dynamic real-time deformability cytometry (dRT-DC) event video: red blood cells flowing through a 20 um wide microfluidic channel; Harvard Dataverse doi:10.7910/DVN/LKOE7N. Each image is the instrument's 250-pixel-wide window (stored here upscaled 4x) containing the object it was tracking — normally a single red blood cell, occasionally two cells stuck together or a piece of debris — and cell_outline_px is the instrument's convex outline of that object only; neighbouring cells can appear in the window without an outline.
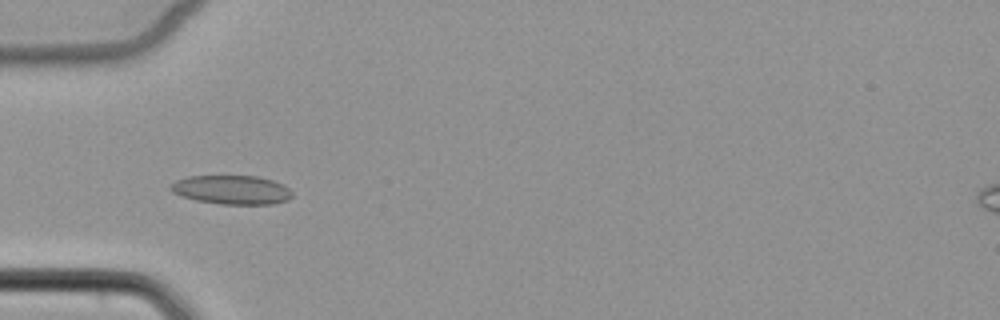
{"species": "common noctule bat (a hibernating species)", "species_latin": "Nyctalus noctula", "temperature_condition": "cold", "stored_images_in_passage": 7, "camera_frame_rate_fps": 3000, "um_per_image_px": 0.085, "animal": {"sex": "female", "body_mass_g": 22.7, "forearm_length_mm": 54.2}, "frame": {"image": 1, "passage_image": 5, "time_ms": 5.667, "image_size_px": [1000, 320], "cell_outline_px": [[292, 196], [288, 200], [272, 204], [220, 204], [196, 200], [180, 196], [172, 192], [168, 188], [176, 180], [188, 176], [256, 176], [272, 180], [284, 184], [292, 192]], "centroid_in_image_um": [19.69, 16.13], "position_along_channel_um": 65.3, "area_um2": 20.58}}
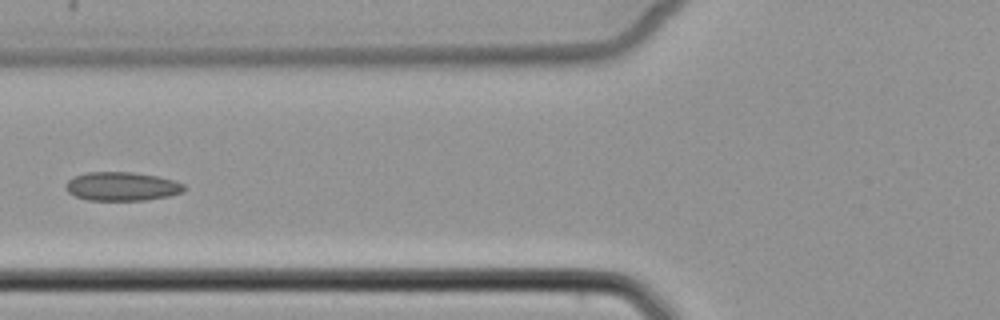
{"frame": {"image": 2, "passage_image": 6, "time_ms": 7.0, "image_size_px": [1000, 320], "cell_outline_px": [[188, 188], [184, 192], [168, 196], [144, 200], [88, 200], [76, 196], [68, 192], [64, 188], [68, 180], [72, 176], [88, 172], [132, 172], [156, 176], [172, 180], [184, 184]], "centroid_in_image_um": [10.36, 15.84], "position_along_channel_um": 115.4, "area_um2": 19.88}}
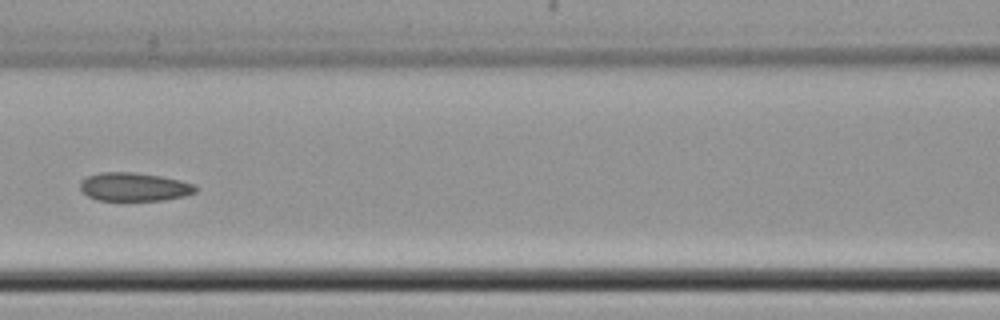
{"frame": {"image": 3, "passage_image": 7, "time_ms": 8.0, "image_size_px": [1000, 320], "cell_outline_px": [[200, 188], [196, 192], [184, 196], [164, 200], [96, 200], [88, 196], [80, 188], [80, 180], [88, 176], [100, 172], [136, 172], [160, 176], [180, 180], [192, 184]], "centroid_in_image_um": [11.41, 15.88], "position_along_channel_um": 155.2, "area_um2": 19.19}}